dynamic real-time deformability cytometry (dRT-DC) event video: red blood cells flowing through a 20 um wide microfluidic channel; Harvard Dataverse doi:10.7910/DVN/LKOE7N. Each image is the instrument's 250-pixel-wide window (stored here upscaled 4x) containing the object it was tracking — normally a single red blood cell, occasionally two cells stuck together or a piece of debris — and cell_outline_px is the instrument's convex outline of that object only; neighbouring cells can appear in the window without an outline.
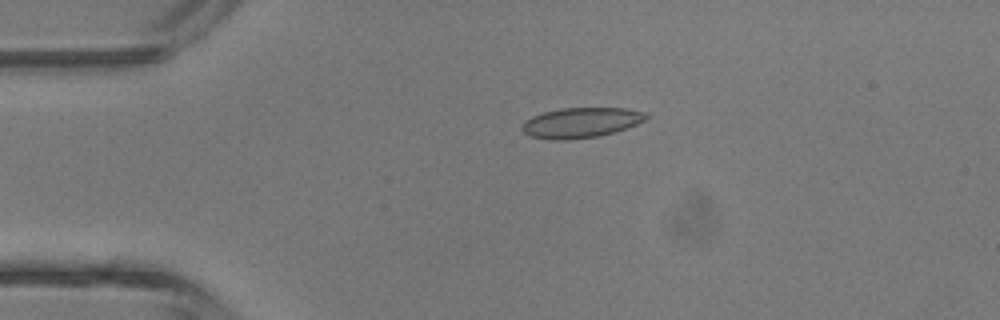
{"species": "common noctule bat (a hibernating species)", "species_latin": "Nyctalus noctula", "temperature_condition": "room temperature", "stored_images_in_passage": 4, "camera_frame_rate_fps": 3000, "um_per_image_px": 0.085, "animal": {"sex": "male", "body_mass_g": 13.3}, "frame": {"image": 1, "passage_image": 3, "time_ms": 2.333, "image_size_px": [1000, 320], "cell_outline_px": [[652, 116], [636, 124], [600, 136], [568, 140], [556, 140], [532, 136], [524, 132], [520, 128], [520, 124], [524, 120], [532, 116], [544, 112], [560, 108], [624, 108], [648, 112]], "centroid_in_image_um": [49.38, 10.41], "position_along_channel_um": 35.6, "area_um2": 21.91}}